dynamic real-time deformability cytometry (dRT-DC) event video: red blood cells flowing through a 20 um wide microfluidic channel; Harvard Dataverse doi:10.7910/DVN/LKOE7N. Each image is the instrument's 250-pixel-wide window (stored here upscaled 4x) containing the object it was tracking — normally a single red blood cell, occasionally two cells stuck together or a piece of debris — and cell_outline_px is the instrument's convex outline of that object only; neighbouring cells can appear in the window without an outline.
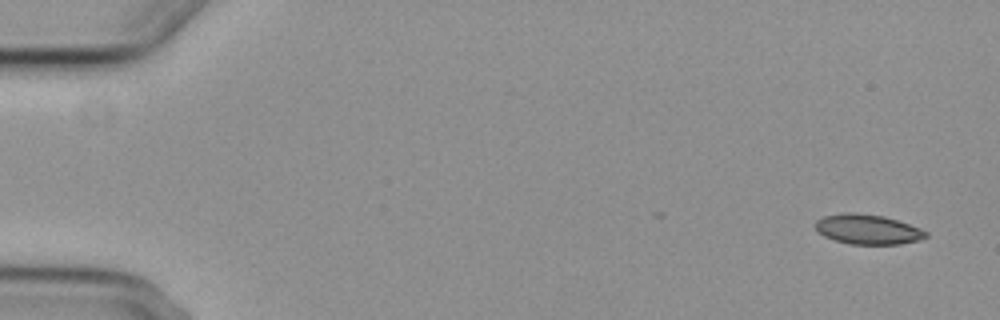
{"species": "common noctule bat (a hibernating species)", "species_latin": "Nyctalus noctula", "temperature_condition": "cold", "stored_images_in_passage": 5, "camera_frame_rate_fps": 3000, "um_per_image_px": 0.085, "animal": {"sex": "female", "body_mass_g": 29.2, "forearm_length_mm": 56.3}, "frame": {"image": 1, "passage_image": 1, "time_ms": 0.0, "image_size_px": [1000, 320], "cell_outline_px": [[928, 236], [916, 240], [900, 244], [848, 244], [824, 236], [816, 228], [816, 220], [824, 216], [844, 212], [856, 212], [884, 216], [920, 228], [928, 232]], "centroid_in_image_um": [73.75, 19.48], "position_along_channel_um": 11.3, "area_um2": 19.07}}
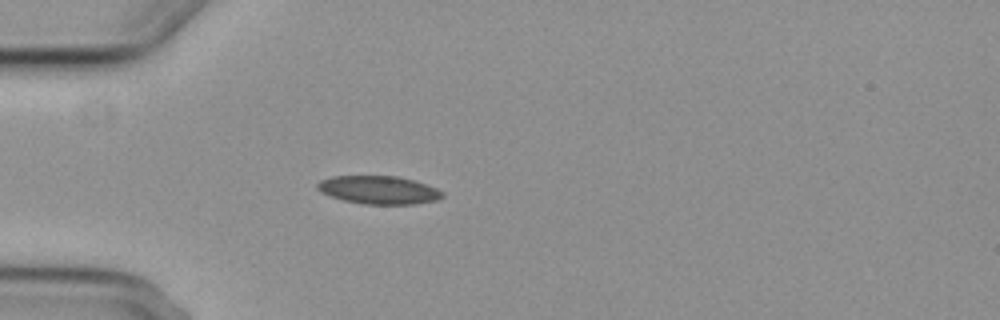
{"frame": {"image": 2, "passage_image": 5, "time_ms": 4.667, "image_size_px": [1000, 320], "cell_outline_px": [[444, 196], [436, 200], [416, 204], [364, 204], [344, 200], [320, 192], [316, 188], [316, 184], [320, 180], [332, 176], [396, 176], [412, 180], [436, 188], [444, 192]], "centroid_in_image_um": [32.17, 16.14], "position_along_channel_um": 52.8, "area_um2": 20.4}}